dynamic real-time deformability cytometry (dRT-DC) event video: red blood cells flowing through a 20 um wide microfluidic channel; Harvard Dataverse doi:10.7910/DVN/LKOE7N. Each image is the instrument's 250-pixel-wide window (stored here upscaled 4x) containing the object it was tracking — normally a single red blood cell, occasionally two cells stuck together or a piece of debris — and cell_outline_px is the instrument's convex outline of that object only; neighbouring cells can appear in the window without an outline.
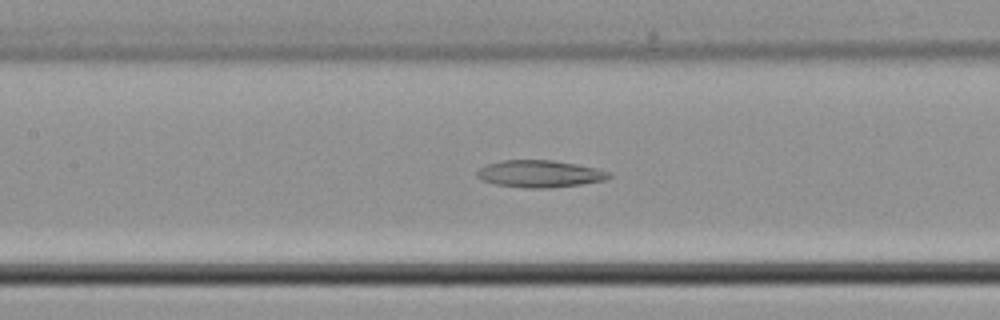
{"species": "common noctule bat (a hibernating species)", "species_latin": "Nyctalus noctula", "temperature_condition": "cold", "stored_images_in_passage": 42, "camera_frame_rate_fps": 3000, "um_per_image_px": 0.085, "animal": {"sex": "male", "body_mass_g": 21.5, "forearm_length_mm": 52.0}, "frame": {"image": 1, "passage_image": 18, "time_ms": 5.667, "image_size_px": [1000, 320], "cell_outline_px": [[612, 176], [604, 180], [580, 184], [548, 188], [524, 188], [492, 184], [480, 180], [476, 176], [476, 172], [480, 168], [488, 164], [504, 160], [552, 160], [576, 164], [596, 168], [608, 172]], "centroid_in_image_um": [45.82, 14.78], "position_along_channel_um": 161.6, "area_um2": 20.81}}
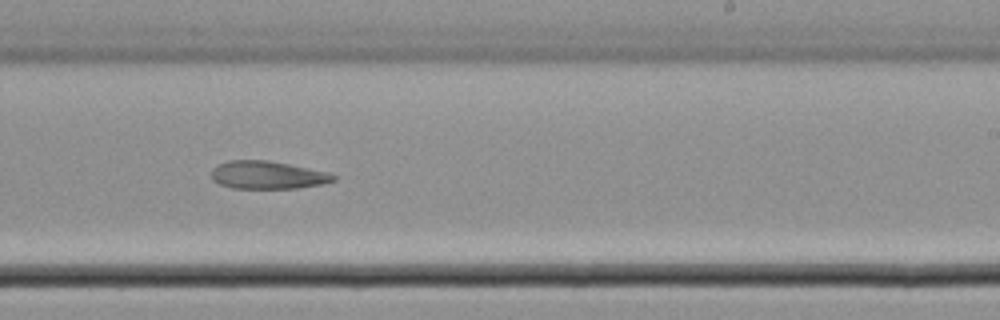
{"frame": {"image": 2, "passage_image": 25, "time_ms": 8.0, "image_size_px": [1000, 320], "cell_outline_px": [[336, 180], [320, 184], [296, 188], [232, 188], [220, 184], [212, 180], [212, 168], [216, 164], [228, 160], [268, 160], [288, 164], [324, 172], [336, 176]], "centroid_in_image_um": [22.66, 14.87], "position_along_channel_um": 266.3, "area_um2": 19.59}}
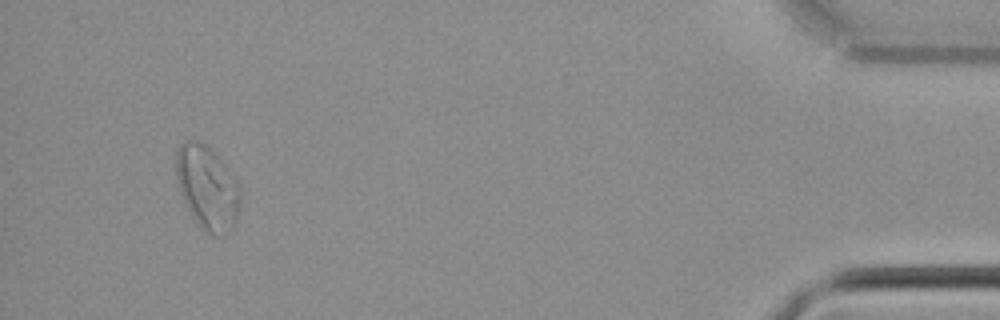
{"frame": {"image": 3, "passage_image": 40, "time_ms": 13.0, "image_size_px": [1000, 320], "cell_outline_px": [[240, 208], [232, 224], [212, 236], [204, 232], [200, 228], [188, 208], [180, 192], [176, 180], [176, 152], [180, 144], [184, 140], [196, 140], [204, 144], [220, 160], [240, 184]], "centroid_in_image_um": [17.58, 15.9], "position_along_channel_um": 417.6, "area_um2": 30.58}}